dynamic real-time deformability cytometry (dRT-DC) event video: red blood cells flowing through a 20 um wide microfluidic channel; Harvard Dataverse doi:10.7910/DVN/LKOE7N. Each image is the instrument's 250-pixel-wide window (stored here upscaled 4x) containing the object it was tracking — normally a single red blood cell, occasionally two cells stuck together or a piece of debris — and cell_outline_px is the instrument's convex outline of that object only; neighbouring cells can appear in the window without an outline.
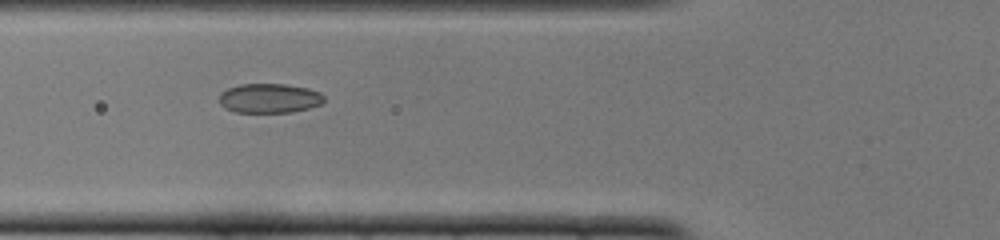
{"species": "common noctule bat (a hibernating species)", "species_latin": "Nyctalus noctula", "temperature_condition": "cold", "stored_images_in_passage": 48, "camera_frame_rate_fps": 3000, "um_per_image_px": 0.085, "animal": {"sex": "female", "body_mass_g": 22.0, "forearm_length_mm": 56.7}, "frame": {"image": 1, "passage_image": 16, "time_ms": 5.0, "image_size_px": [1000, 240], "cell_outline_px": [[324, 100], [320, 104], [308, 108], [292, 112], [236, 112], [224, 108], [220, 104], [220, 92], [228, 88], [240, 84], [284, 84], [308, 88], [320, 92], [324, 96]], "centroid_in_image_um": [22.88, 8.35], "position_along_channel_um": 102.9, "area_um2": 17.98}}
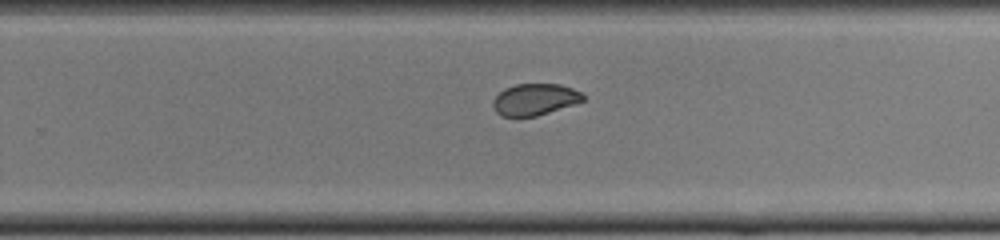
{"frame": {"image": 2, "passage_image": 30, "time_ms": 9.667, "image_size_px": [1000, 240], "cell_outline_px": [[584, 100], [536, 116], [500, 116], [496, 112], [492, 104], [492, 100], [504, 88], [516, 84], [560, 84], [572, 88], [580, 92], [584, 96]], "centroid_in_image_um": [45.41, 8.44], "position_along_channel_um": 284.4, "area_um2": 16.36}}
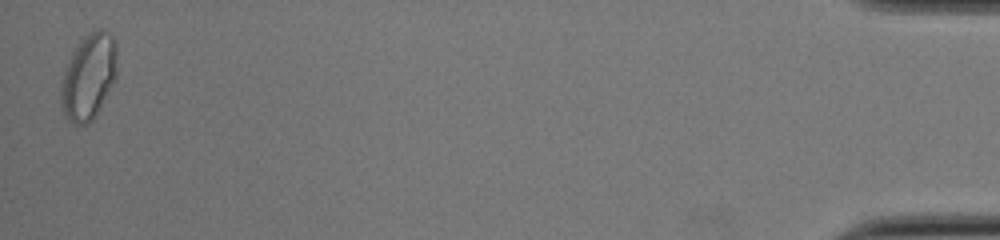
{"frame": {"image": 3, "passage_image": 48, "time_ms": 15.667, "image_size_px": [1000, 240], "cell_outline_px": [[116, 76], [100, 108], [92, 120], [88, 124], [76, 128], [68, 120], [64, 112], [60, 100], [60, 88], [64, 68], [72, 52], [80, 40], [88, 32], [100, 28], [108, 32], [112, 36], [116, 44]], "centroid_in_image_um": [7.51, 6.54], "position_along_channel_um": 427.7, "area_um2": 28.32}, "authors_computed_cell_mechanics": {"area_um2": 18.6405, "velocity_mm_per_s": 3.9008, "shape_relaxation_time_tau1_ms": 8.5291, "shape_relaxation_time_tau2_ms": 0.973, "deformation_change_tau1": 0.1607, "deformation_change_tau2": 0.0409}}